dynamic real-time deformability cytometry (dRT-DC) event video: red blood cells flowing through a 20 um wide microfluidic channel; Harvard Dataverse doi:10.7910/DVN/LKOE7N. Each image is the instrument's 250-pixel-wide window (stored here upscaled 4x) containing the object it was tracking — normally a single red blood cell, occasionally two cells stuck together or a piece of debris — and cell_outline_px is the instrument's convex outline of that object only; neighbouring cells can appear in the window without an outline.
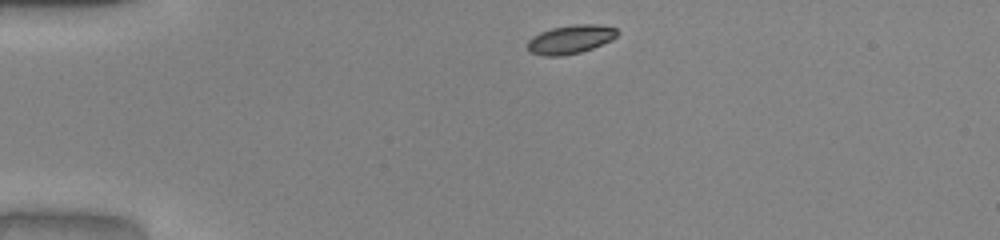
{"species": "common noctule bat (a hibernating species)", "species_latin": "Nyctalus noctula", "temperature_condition": "warm", "stored_images_in_passage": 41, "camera_frame_rate_fps": 3000, "um_per_image_px": 0.085, "animal": {"sex": "male", "body_mass_g": 20.0, "forearm_length_mm": 53.3}, "frame": {"image": 1, "passage_image": 1, "time_ms": 0.0, "image_size_px": [1000, 240], "cell_outline_px": [[620, 32], [612, 40], [592, 48], [580, 52], [560, 56], [544, 56], [528, 52], [528, 40], [532, 36], [540, 32], [552, 28], [576, 24], [596, 24], [616, 28]], "centroid_in_image_um": [48.48, 3.34], "position_along_channel_um": 36.5, "area_um2": 15.03}}
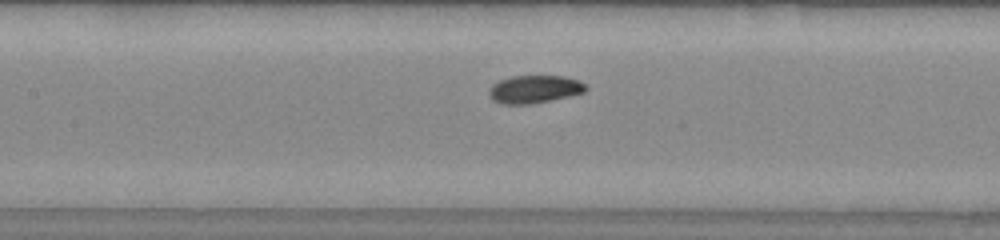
{"frame": {"image": 2, "passage_image": 14, "time_ms": 4.333, "image_size_px": [1000, 240], "cell_outline_px": [[588, 88], [584, 92], [568, 96], [528, 104], [504, 104], [492, 100], [488, 96], [488, 88], [492, 84], [500, 80], [512, 76], [564, 76], [576, 80], [584, 84]], "centroid_in_image_um": [45.36, 7.58], "position_along_channel_um": 162.0, "area_um2": 15.55}}
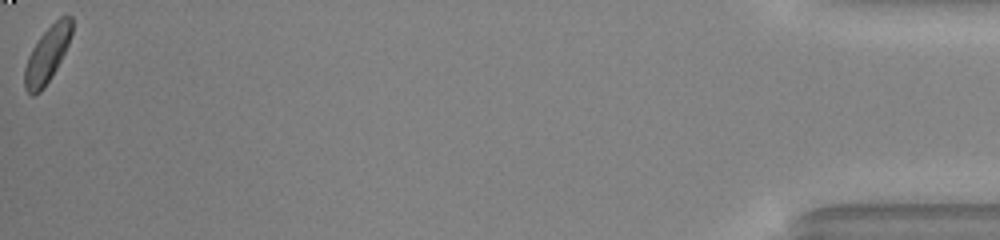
{"frame": {"image": 3, "passage_image": 41, "time_ms": 13.333, "image_size_px": [1000, 240], "cell_outline_px": [[72, 32], [68, 44], [52, 76], [44, 88], [40, 92], [32, 96], [24, 88], [24, 68], [28, 56], [32, 48], [40, 36], [60, 16], [72, 16]], "centroid_in_image_um": [3.99, 4.66], "position_along_channel_um": 431.2, "area_um2": 15.26}, "authors_computed_cell_mechanics": {"area_um2": 15.5482, "velocity_mm_per_s": 4.0257, "shape_relaxation_time_tau1_ms": 2.1433, "shape_relaxation_time_tau2_ms": null, "deformation_change_tau1": 0.1091, "deformation_change_tau2": null}}